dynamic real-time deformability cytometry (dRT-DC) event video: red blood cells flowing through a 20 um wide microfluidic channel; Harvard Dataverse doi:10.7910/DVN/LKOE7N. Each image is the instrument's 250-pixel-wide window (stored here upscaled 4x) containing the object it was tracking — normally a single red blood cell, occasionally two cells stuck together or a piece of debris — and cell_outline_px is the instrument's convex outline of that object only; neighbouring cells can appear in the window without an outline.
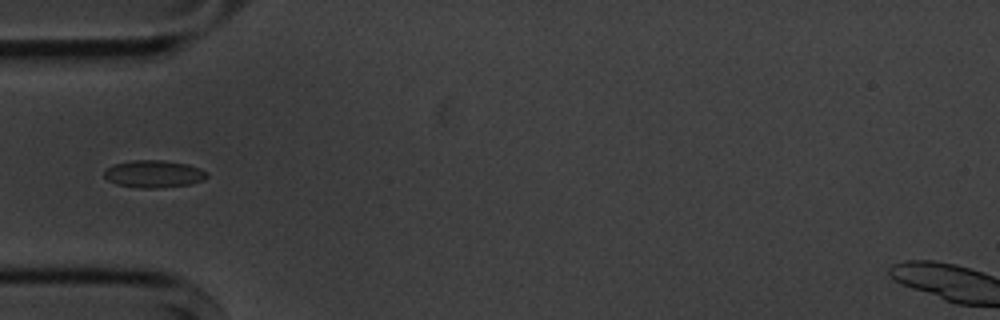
{"species": "common noctule bat (a hibernating species)", "species_latin": "Nyctalus noctula", "temperature_condition": "cold", "stored_images_in_passage": 6, "camera_frame_rate_fps": 3000, "um_per_image_px": 0.085, "animal": {"sex": "male", "body_mass_g": 20.1, "forearm_length_mm": 53.5}, "frame": {"image": 1, "passage_image": 5, "time_ms": 4.667, "image_size_px": [1000, 320], "cell_outline_px": [[208, 176], [204, 180], [192, 184], [156, 188], [140, 188], [116, 184], [108, 180], [104, 176], [104, 172], [112, 164], [132, 160], [164, 160], [188, 164], [200, 168], [208, 172]], "centroid_in_image_um": [13.1, 14.78], "position_along_channel_um": 71.9, "area_um2": 16.53}}
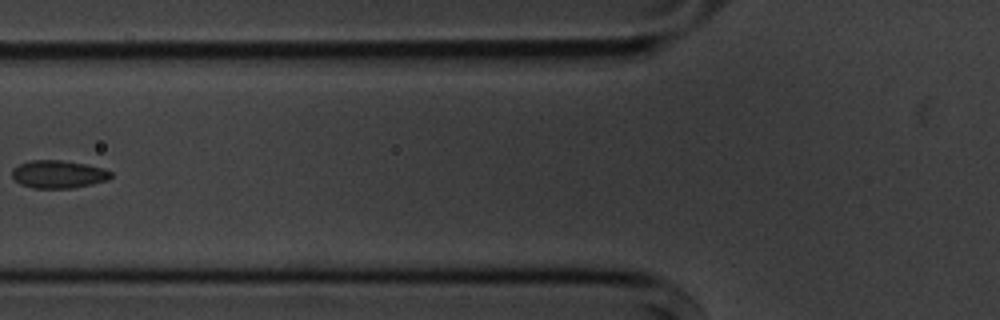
{"frame": {"image": 2, "passage_image": 6, "time_ms": 6.0, "image_size_px": [1000, 320], "cell_outline_px": [[112, 176], [108, 180], [92, 184], [72, 188], [32, 188], [20, 184], [12, 176], [12, 168], [28, 160], [60, 160], [88, 164], [112, 172]], "centroid_in_image_um": [4.95, 14.81], "position_along_channel_um": 120.9, "area_um2": 16.07}}